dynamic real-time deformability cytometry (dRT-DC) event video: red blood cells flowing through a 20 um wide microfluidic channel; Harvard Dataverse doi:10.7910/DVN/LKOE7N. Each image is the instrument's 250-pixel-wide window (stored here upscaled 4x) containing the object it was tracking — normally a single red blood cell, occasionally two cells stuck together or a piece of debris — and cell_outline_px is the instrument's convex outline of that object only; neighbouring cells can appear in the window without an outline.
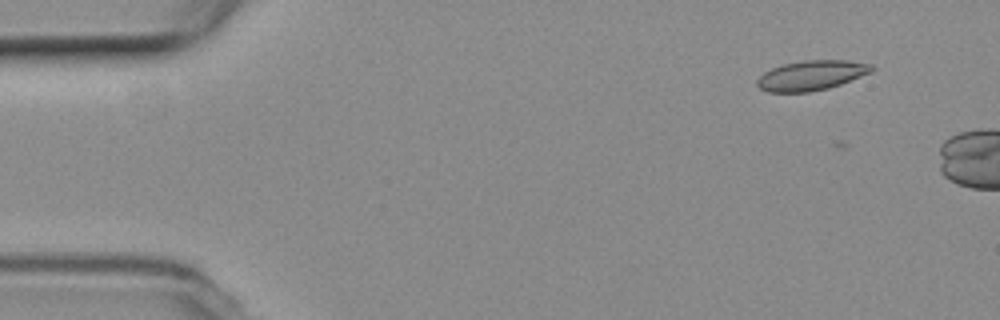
{"species": "common noctule bat (a hibernating species)", "species_latin": "Nyctalus noctula", "temperature_condition": "room temperature", "stored_images_in_passage": 2, "camera_frame_rate_fps": 3000, "um_per_image_px": 0.085, "animal": {"sex": "female", "body_mass_g": 19.3, "forearm_length_mm": 54.1}, "frame": {"image": 1, "passage_image": 1, "time_ms": 0.0, "image_size_px": [1000, 320], "cell_outline_px": [[876, 68], [872, 72], [840, 84], [828, 88], [808, 92], [768, 92], [760, 88], [756, 84], [756, 80], [764, 72], [772, 68], [784, 64], [804, 60], [848, 60], [872, 64]], "centroid_in_image_um": [68.98, 6.4], "position_along_channel_um": 16.0, "area_um2": 19.94}}